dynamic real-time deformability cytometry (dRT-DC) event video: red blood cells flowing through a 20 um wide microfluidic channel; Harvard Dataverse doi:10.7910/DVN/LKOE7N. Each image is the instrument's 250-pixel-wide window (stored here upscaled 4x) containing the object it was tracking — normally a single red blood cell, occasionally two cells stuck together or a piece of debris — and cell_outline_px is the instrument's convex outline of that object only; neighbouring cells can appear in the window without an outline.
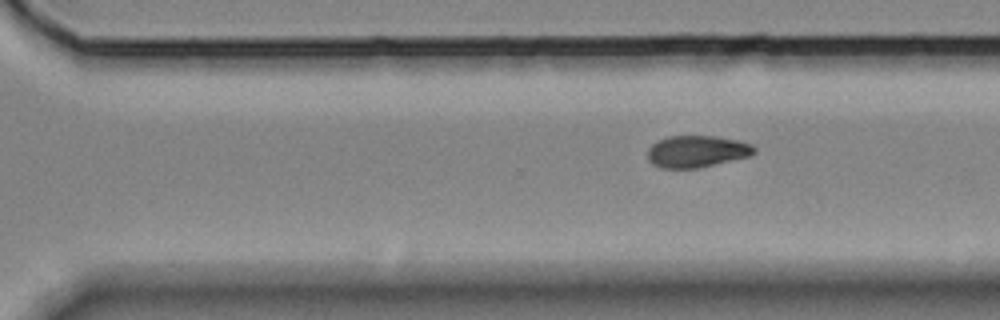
{"species": "Egyptian fruit bat (a non-hibernating species)", "species_latin": "Rousettus aegyptiacus", "temperature_condition": "room temperature", "stored_images_in_passage": 9, "segment_of_instrument_passage": [2, 2], "camera_frame_rate_fps": 3000, "um_per_image_px": 0.085, "animal": {"sex": "female"}, "frame": {"image": 1, "passage_image": 9, "time_ms": 12.333, "image_size_px": [1000, 320], "cell_outline_px": [[756, 152], [748, 156], [696, 168], [664, 168], [652, 164], [648, 160], [648, 148], [656, 140], [668, 136], [716, 136], [736, 140], [752, 144], [756, 148]], "centroid_in_image_um": [59.19, 12.86], "position_along_channel_um": 311.4, "area_um2": 19.65}}